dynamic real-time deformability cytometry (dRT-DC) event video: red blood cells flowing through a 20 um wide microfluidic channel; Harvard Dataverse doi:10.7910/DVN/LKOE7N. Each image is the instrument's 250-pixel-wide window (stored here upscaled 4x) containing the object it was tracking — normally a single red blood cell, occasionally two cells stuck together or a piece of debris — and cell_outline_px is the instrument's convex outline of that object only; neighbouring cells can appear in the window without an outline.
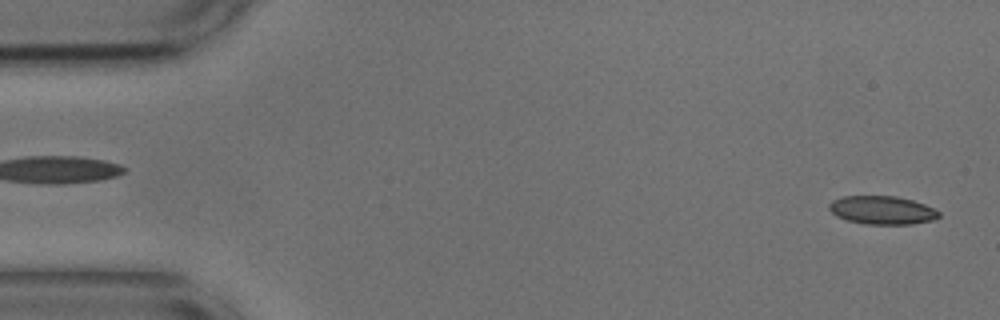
{"species": "common noctule bat (a hibernating species)", "species_latin": "Nyctalus noctula", "temperature_condition": "cold", "stored_images_in_passage": 53, "camera_frame_rate_fps": 3000, "um_per_image_px": 0.085, "animal": {"sex": "male", "body_mass_g": 17.9, "forearm_length_mm": 54.2}, "frame": {"image": 1, "passage_image": 1, "time_ms": 0.0, "image_size_px": [1000, 320], "cell_outline_px": [[940, 216], [932, 220], [912, 224], [864, 224], [848, 220], [836, 216], [828, 208], [828, 204], [832, 200], [844, 196], [896, 196], [912, 200], [924, 204], [940, 212]], "centroid_in_image_um": [74.96, 17.86], "position_along_channel_um": 10.0, "area_um2": 18.09}}
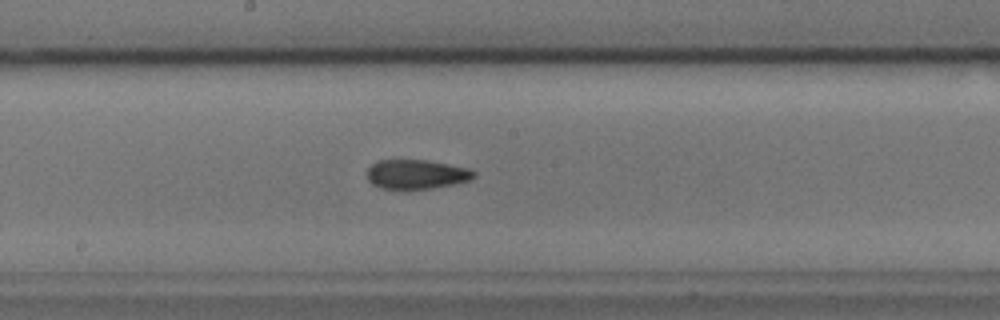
{"frame": {"image": 2, "passage_image": 27, "time_ms": 8.667, "image_size_px": [1000, 320], "cell_outline_px": [[476, 176], [468, 180], [456, 184], [408, 192], [380, 188], [372, 184], [368, 180], [368, 168], [372, 164], [380, 160], [428, 160], [468, 168], [476, 172]], "centroid_in_image_um": [35.38, 14.86], "position_along_channel_um": 212.8, "area_um2": 18.84}}
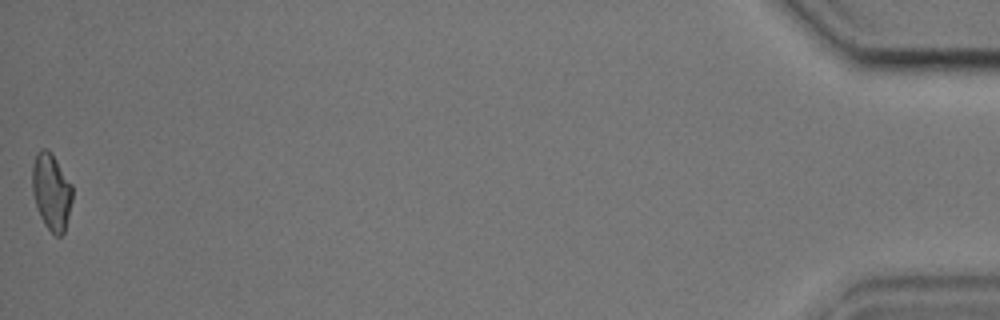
{"frame": {"image": 3, "passage_image": 53, "time_ms": 17.333, "image_size_px": [1000, 320], "cell_outline_px": [[72, 200], [64, 232], [60, 236], [56, 236], [44, 224], [40, 216], [32, 192], [32, 164], [36, 152], [40, 148], [48, 148], [52, 152], [72, 184]], "centroid_in_image_um": [4.36, 16.23], "position_along_channel_um": 430.8, "area_um2": 18.09}, "authors_computed_cell_mechanics": {"area_um2": 18.207, "velocity_mm_per_s": 3.6542, "shape_relaxation_time_tau1_ms": 4.1185, "shape_relaxation_time_tau2_ms": 2.219, "deformation_change_tau1": 0.1195, "deformation_change_tau2": 0.0873}}